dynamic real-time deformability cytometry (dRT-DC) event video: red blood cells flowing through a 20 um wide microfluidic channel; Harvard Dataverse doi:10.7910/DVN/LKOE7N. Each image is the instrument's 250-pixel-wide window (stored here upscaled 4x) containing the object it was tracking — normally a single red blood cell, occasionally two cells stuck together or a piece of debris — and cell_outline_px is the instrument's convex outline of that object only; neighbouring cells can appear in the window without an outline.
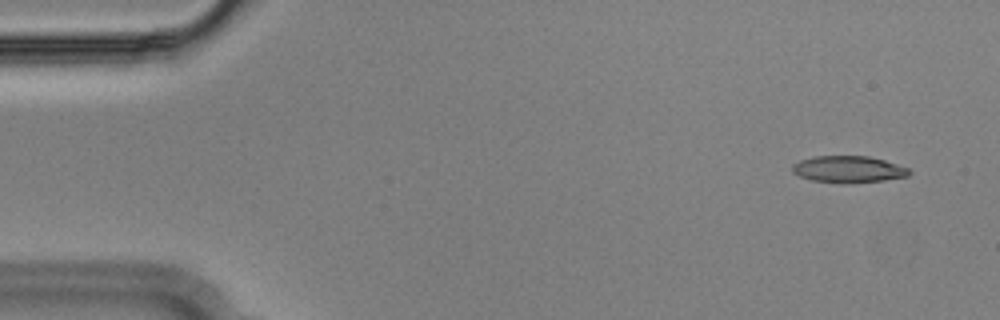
{"species": "Egyptian fruit bat (a non-hibernating species)", "species_latin": "Rousettus aegyptiacus", "temperature_condition": "cold", "stored_images_in_passage": 55, "camera_frame_rate_fps": 3000, "um_per_image_px": 0.085, "animal": {"sex": "male"}, "frame": {"image": 1, "passage_image": 4, "time_ms": 1.0, "image_size_px": [1000, 320], "cell_outline_px": [[912, 172], [908, 176], [884, 180], [844, 184], [840, 184], [812, 180], [800, 176], [792, 172], [792, 164], [800, 160], [816, 156], [868, 156], [884, 160], [908, 168]], "centroid_in_image_um": [72.1, 14.4], "position_along_channel_um": 12.9, "area_um2": 18.26}}
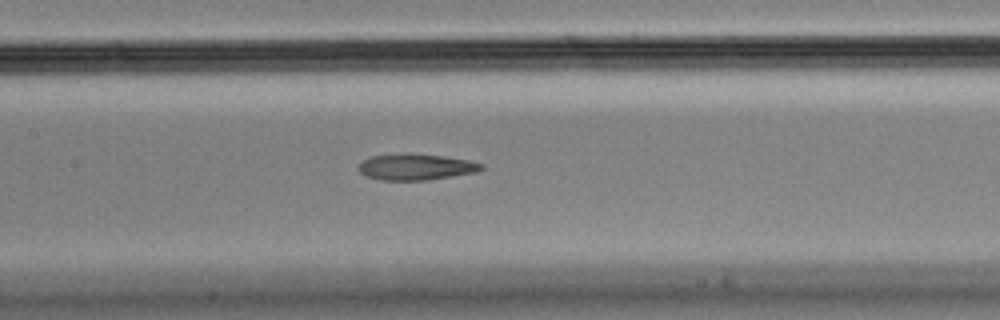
{"frame": {"image": 2, "passage_image": 26, "time_ms": 8.333, "image_size_px": [1000, 320], "cell_outline_px": [[484, 168], [476, 172], [428, 180], [380, 180], [368, 176], [360, 172], [360, 164], [364, 160], [372, 156], [408, 152], [444, 156], [468, 160], [484, 164]], "centroid_in_image_um": [35.39, 14.18], "position_along_channel_um": 172.0, "area_um2": 18.73}}
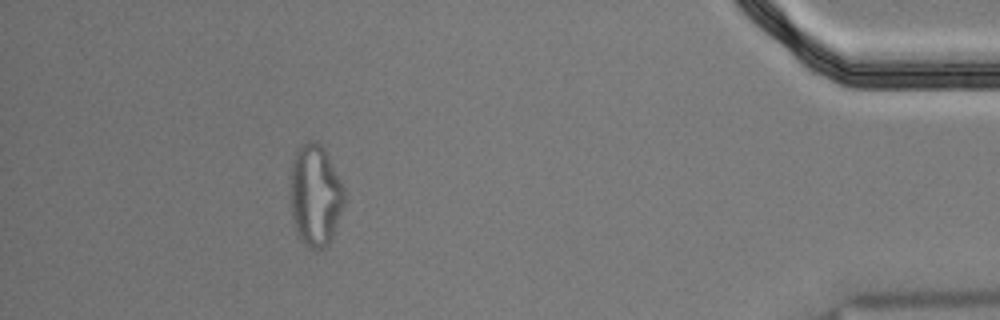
{"frame": {"image": 3, "passage_image": 50, "time_ms": 16.333, "image_size_px": [1000, 320], "cell_outline_px": [[344, 204], [332, 240], [324, 248], [316, 252], [308, 248], [300, 240], [296, 232], [292, 220], [292, 160], [300, 144], [308, 140], [320, 140], [344, 188]], "centroid_in_image_um": [26.81, 16.63], "position_along_channel_um": 408.4, "area_um2": 32.14}, "authors_computed_cell_mechanics": {"area_um2": 19.2474, "velocity_mm_per_s": 3.6335, "shape_relaxation_time_tau1_ms": null, "shape_relaxation_time_tau2_ms": 1.9181, "deformation_change_tau1": null, "deformation_change_tau2": 0.1002}}